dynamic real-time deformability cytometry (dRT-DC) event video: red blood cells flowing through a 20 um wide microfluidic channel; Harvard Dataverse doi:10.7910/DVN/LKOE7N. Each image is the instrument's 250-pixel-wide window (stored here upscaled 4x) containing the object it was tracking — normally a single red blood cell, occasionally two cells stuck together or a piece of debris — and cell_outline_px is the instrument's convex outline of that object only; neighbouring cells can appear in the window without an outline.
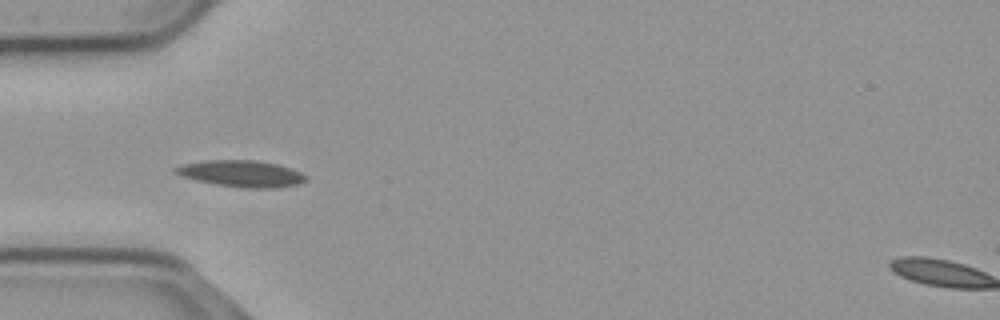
{"species": "common noctule bat (a hibernating species)", "species_latin": "Nyctalus noctula", "temperature_condition": "cold", "stored_images_in_passage": 10, "camera_frame_rate_fps": 3000, "um_per_image_px": 0.085, "animal": {"sex": "male", "body_mass_g": 23.1, "forearm_length_mm": 52.7}, "frame": {"image": 1, "passage_image": 4, "time_ms": 1.0, "image_size_px": [1000, 320], "cell_outline_px": [[308, 180], [300, 184], [276, 188], [244, 188], [216, 184], [196, 180], [180, 176], [172, 172], [172, 168], [180, 164], [208, 160], [256, 160], [280, 164], [300, 172], [308, 176]], "centroid_in_image_um": [20.52, 14.75], "position_along_channel_um": 64.5, "area_um2": 20.52}}